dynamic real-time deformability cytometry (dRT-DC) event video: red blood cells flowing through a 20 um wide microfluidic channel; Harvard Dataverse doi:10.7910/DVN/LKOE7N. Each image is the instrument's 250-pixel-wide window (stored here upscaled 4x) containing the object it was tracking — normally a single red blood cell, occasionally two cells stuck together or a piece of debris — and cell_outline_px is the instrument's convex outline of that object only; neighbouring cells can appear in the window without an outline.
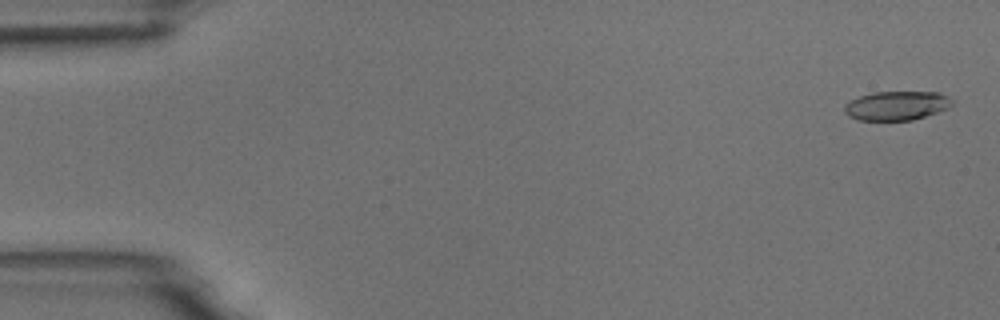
{"species": "common noctule bat (a hibernating species)", "species_latin": "Nyctalus noctula", "temperature_condition": "room temperature", "stored_images_in_passage": 5, "camera_frame_rate_fps": 3000, "um_per_image_px": 0.085, "animal": {"sex": "male", "body_mass_g": 18.8}, "frame": {"image": 1, "passage_image": 1, "time_ms": 0.0, "image_size_px": [1000, 320], "cell_outline_px": [[956, 100], [948, 108], [912, 120], [856, 120], [848, 116], [844, 112], [844, 104], [860, 96], [872, 92], [940, 92]], "centroid_in_image_um": [76.22, 8.97], "position_along_channel_um": 8.8, "area_um2": 18.32}}
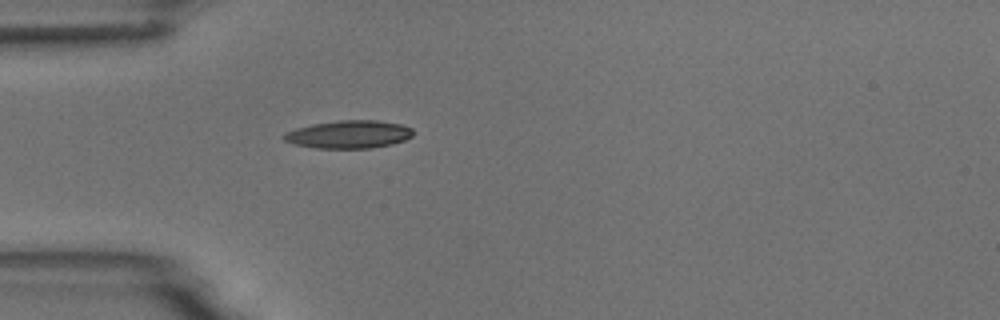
{"frame": {"image": 2, "passage_image": 5, "time_ms": 4.667, "image_size_px": [1000, 320], "cell_outline_px": [[412, 136], [404, 140], [392, 144], [372, 148], [316, 148], [296, 144], [284, 140], [284, 132], [296, 128], [312, 124], [340, 120], [376, 120], [400, 124], [412, 128]], "centroid_in_image_um": [29.66, 11.42], "position_along_channel_um": 55.3, "area_um2": 20.87}}